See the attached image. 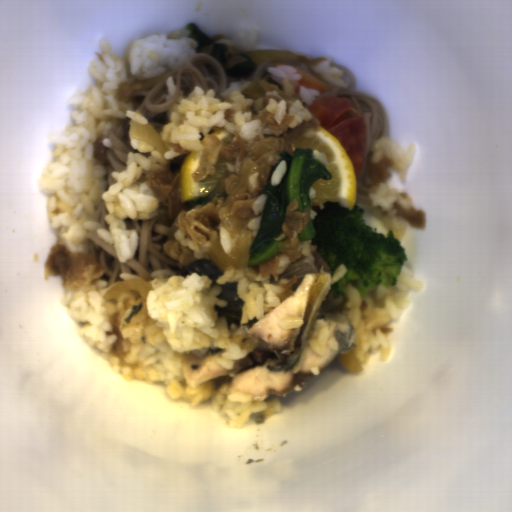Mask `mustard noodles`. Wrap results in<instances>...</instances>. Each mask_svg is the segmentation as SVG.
I'll return each instance as SVG.
<instances>
[{
	"mask_svg": "<svg viewBox=\"0 0 512 512\" xmlns=\"http://www.w3.org/2000/svg\"><path fill=\"white\" fill-rule=\"evenodd\" d=\"M302 105L309 111L310 105L306 102H302Z\"/></svg>",
	"mask_w": 512,
	"mask_h": 512,
	"instance_id": "8",
	"label": "mustard noodles"
},
{
	"mask_svg": "<svg viewBox=\"0 0 512 512\" xmlns=\"http://www.w3.org/2000/svg\"><path fill=\"white\" fill-rule=\"evenodd\" d=\"M234 174L239 175L240 173H233L230 172L227 165L223 171V174L218 182V184L214 187V189L205 197L189 202H181L182 207L185 211H189L195 208H198L204 204L207 203H213L215 206L218 204V201H221L222 203L227 199L228 195L224 189V180L225 177L230 176Z\"/></svg>",
	"mask_w": 512,
	"mask_h": 512,
	"instance_id": "4",
	"label": "mustard noodles"
},
{
	"mask_svg": "<svg viewBox=\"0 0 512 512\" xmlns=\"http://www.w3.org/2000/svg\"><path fill=\"white\" fill-rule=\"evenodd\" d=\"M259 171L247 177V193H253L258 187H261Z\"/></svg>",
	"mask_w": 512,
	"mask_h": 512,
	"instance_id": "7",
	"label": "mustard noodles"
},
{
	"mask_svg": "<svg viewBox=\"0 0 512 512\" xmlns=\"http://www.w3.org/2000/svg\"><path fill=\"white\" fill-rule=\"evenodd\" d=\"M218 223L214 231H217L218 236L217 238L220 239L223 251L225 256L230 255L233 251V238L230 232H228L223 224V222L220 220L219 216L217 217Z\"/></svg>",
	"mask_w": 512,
	"mask_h": 512,
	"instance_id": "5",
	"label": "mustard noodles"
},
{
	"mask_svg": "<svg viewBox=\"0 0 512 512\" xmlns=\"http://www.w3.org/2000/svg\"><path fill=\"white\" fill-rule=\"evenodd\" d=\"M185 29L198 46L196 53L186 57L184 64L149 79L118 83L116 101L132 102L134 112L142 115L160 134L171 123L166 112L177 104L181 90L184 97L199 86L204 95L215 91L214 98L228 102L233 90H240L244 98L257 99L268 91H276L284 100L283 86L271 79L268 68L275 63L298 67L307 74L326 83L329 92L321 96L345 98L359 112L366 124L367 144L363 168L355 178V200H367L371 176L368 171L374 152L373 141L389 134L391 117L386 106L378 99L358 91L356 77L342 63L325 57H310L276 48H237L225 34L208 35L196 24Z\"/></svg>",
	"mask_w": 512,
	"mask_h": 512,
	"instance_id": "1",
	"label": "mustard noodles"
},
{
	"mask_svg": "<svg viewBox=\"0 0 512 512\" xmlns=\"http://www.w3.org/2000/svg\"><path fill=\"white\" fill-rule=\"evenodd\" d=\"M126 229H136L138 248L133 258L120 262L114 244H109L96 233L86 232L89 239L88 255L95 262L108 268L99 279L106 281V286L123 281L119 273H131L151 281V272L156 270H173L174 272L205 258H194L193 250L176 240L174 233L177 217L158 216L153 219L123 220Z\"/></svg>",
	"mask_w": 512,
	"mask_h": 512,
	"instance_id": "2",
	"label": "mustard noodles"
},
{
	"mask_svg": "<svg viewBox=\"0 0 512 512\" xmlns=\"http://www.w3.org/2000/svg\"><path fill=\"white\" fill-rule=\"evenodd\" d=\"M191 152V151H190ZM189 152V153H190ZM189 153H184V154H180L179 156H177L176 158H174L173 160H169V163H168V167L167 169L170 170V172L173 174V176L176 178L178 176V174L180 173V170H181V166H182V163L185 159V157L189 154Z\"/></svg>",
	"mask_w": 512,
	"mask_h": 512,
	"instance_id": "6",
	"label": "mustard noodles"
},
{
	"mask_svg": "<svg viewBox=\"0 0 512 512\" xmlns=\"http://www.w3.org/2000/svg\"><path fill=\"white\" fill-rule=\"evenodd\" d=\"M132 120L125 119L114 124L107 137L99 138L93 148L95 155L104 165L107 177V189L112 186L116 179L112 177V172H121L126 170L128 155L139 153V150L133 149L130 143L129 126Z\"/></svg>",
	"mask_w": 512,
	"mask_h": 512,
	"instance_id": "3",
	"label": "mustard noodles"
}]
</instances>
